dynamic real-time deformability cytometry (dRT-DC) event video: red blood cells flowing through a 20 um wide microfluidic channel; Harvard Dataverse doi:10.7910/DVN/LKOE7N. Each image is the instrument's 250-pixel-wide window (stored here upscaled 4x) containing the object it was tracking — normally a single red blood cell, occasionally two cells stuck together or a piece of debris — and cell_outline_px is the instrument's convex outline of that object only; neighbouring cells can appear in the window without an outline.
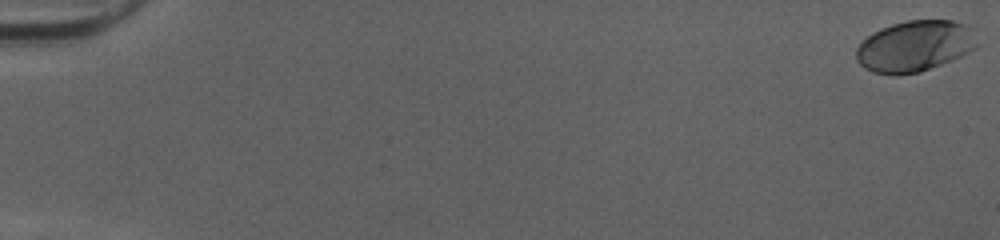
{"species": "human", "species_latin": "Homo sapiens", "temperature_condition": "cold", "stored_images_in_passage": 53, "camera_frame_rate_fps": 3000, "um_per_image_px": 0.085, "donor": {"sex": "female"}, "frame": {"image": 1, "passage_image": 1, "time_ms": 0.0, "image_size_px": [1000, 240], "cell_outline_px": [[976, 48], [960, 56], [920, 72], [896, 76], [872, 72], [864, 68], [856, 60], [856, 48], [868, 36], [880, 28], [892, 24], [908, 20], [952, 20], [964, 24], [972, 28], [976, 44]], "centroid_in_image_um": [77.72, 3.93], "position_along_channel_um": 7.3, "area_um2": 35.89}}
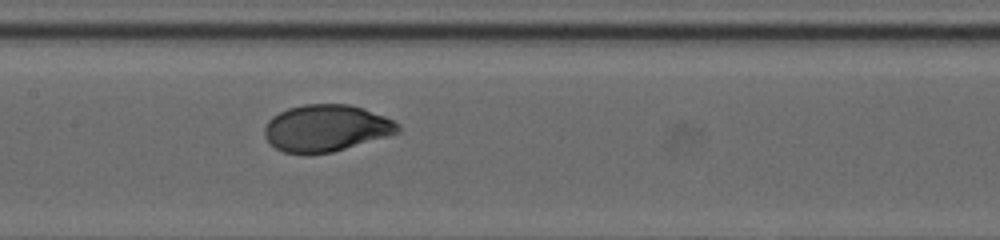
{"frame": {"image": 2, "passage_image": 28, "time_ms": 9.0, "image_size_px": [1000, 240], "cell_outline_px": [[400, 132], [388, 136], [332, 152], [308, 156], [284, 152], [276, 148], [264, 136], [264, 128], [268, 120], [272, 116], [288, 108], [304, 104], [348, 104], [364, 108], [384, 116], [400, 124]], "centroid_in_image_um": [27.71, 10.9], "position_along_channel_um": 179.7, "area_um2": 36.7}}
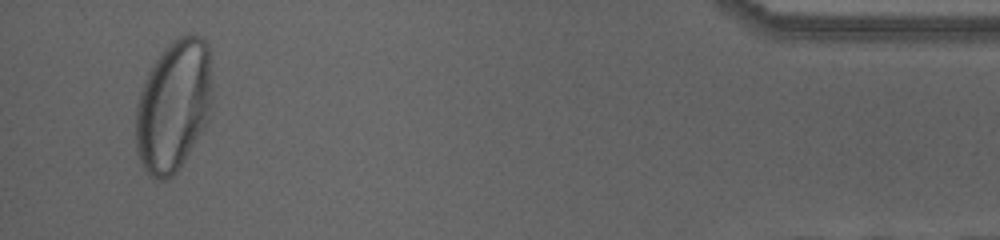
{"frame": {"image": 3, "passage_image": 51, "time_ms": 16.667, "image_size_px": [1000, 240], "cell_outline_px": [[212, 92], [208, 120], [184, 160], [176, 172], [172, 176], [164, 180], [156, 180], [144, 168], [136, 152], [136, 104], [140, 92], [148, 72], [152, 64], [160, 52], [164, 48], [180, 36], [188, 32], [200, 36], [208, 44]], "centroid_in_image_um": [14.74, 8.96], "position_along_channel_um": 420.5, "area_um2": 58.61}, "authors_computed_cell_mechanics": {"area_um2": 36.5874, "velocity_mm_per_s": 4.0251, "shape_relaxation_time_tau1_ms": 3.4205, "shape_relaxation_time_tau2_ms": null, "deformation_change_tau1": 0.1841, "deformation_change_tau2": null}}